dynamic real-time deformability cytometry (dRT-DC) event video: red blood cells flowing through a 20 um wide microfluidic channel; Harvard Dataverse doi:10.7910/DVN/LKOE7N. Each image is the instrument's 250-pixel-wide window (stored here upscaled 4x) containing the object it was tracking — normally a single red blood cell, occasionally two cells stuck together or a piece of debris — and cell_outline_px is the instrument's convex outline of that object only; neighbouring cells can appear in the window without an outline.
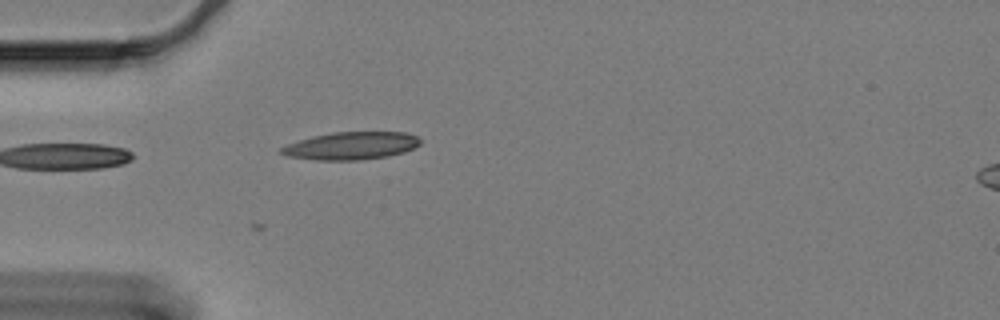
{"species": "Egyptian fruit bat (a non-hibernating species)", "species_latin": "Rousettus aegyptiacus", "temperature_condition": "cold", "stored_images_in_passage": 4, "camera_frame_rate_fps": 3000, "um_per_image_px": 0.085, "animal": {"sex": "female"}, "frame": {"image": 1, "passage_image": 4, "time_ms": 1.0, "image_size_px": [1000, 320], "cell_outline_px": [[420, 144], [404, 152], [388, 156], [360, 160], [316, 160], [288, 156], [280, 152], [280, 148], [288, 144], [312, 136], [332, 132], [404, 132], [416, 136], [420, 140]], "centroid_in_image_um": [29.85, 12.39], "position_along_channel_um": 55.2, "area_um2": 22.25}}